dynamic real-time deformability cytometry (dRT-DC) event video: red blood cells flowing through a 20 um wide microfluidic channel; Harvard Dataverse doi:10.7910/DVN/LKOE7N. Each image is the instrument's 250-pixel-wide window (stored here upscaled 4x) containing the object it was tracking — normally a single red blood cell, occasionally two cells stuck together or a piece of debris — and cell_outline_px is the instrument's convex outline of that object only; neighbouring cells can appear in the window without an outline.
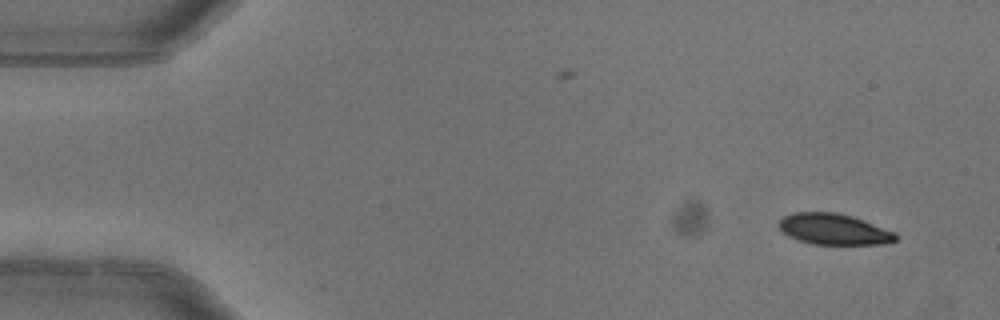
{"species": "common noctule bat (a hibernating species)", "species_latin": "Nyctalus noctula", "temperature_condition": "warm", "stored_images_in_passage": 4, "camera_frame_rate_fps": 3000, "um_per_image_px": 0.085, "animal": {"sex": "female"}, "frame": {"image": 1, "passage_image": 1, "time_ms": 0.0, "image_size_px": [1000, 320], "cell_outline_px": [[896, 240], [888, 244], [812, 244], [788, 236], [776, 224], [784, 216], [792, 212], [836, 212], [852, 216], [896, 232]], "centroid_in_image_um": [70.87, 19.48], "position_along_channel_um": 14.1, "area_um2": 21.1}}
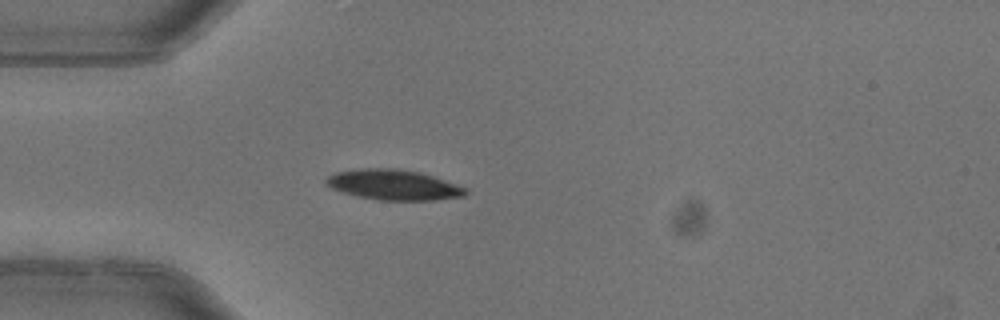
{"frame": {"image": 2, "passage_image": 4, "time_ms": 1.0, "image_size_px": [1000, 320], "cell_outline_px": [[468, 192], [464, 196], [436, 200], [380, 200], [356, 196], [332, 188], [324, 180], [328, 176], [336, 172], [360, 168], [400, 168], [420, 172], [468, 188]], "centroid_in_image_um": [33.48, 15.7], "position_along_channel_um": 51.5, "area_um2": 24.62}}